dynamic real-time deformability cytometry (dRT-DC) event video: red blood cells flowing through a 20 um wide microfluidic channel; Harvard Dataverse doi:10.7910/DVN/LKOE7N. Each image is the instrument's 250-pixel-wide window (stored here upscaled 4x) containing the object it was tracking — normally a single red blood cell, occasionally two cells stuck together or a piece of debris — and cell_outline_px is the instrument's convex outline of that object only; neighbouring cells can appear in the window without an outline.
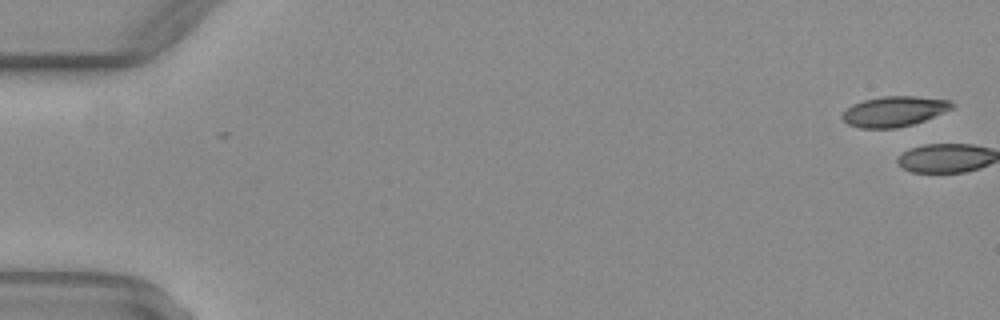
{"species": "common noctule bat (a hibernating species)", "species_latin": "Nyctalus noctula", "temperature_condition": "warm", "stored_images_in_passage": 3, "camera_frame_rate_fps": 3000, "um_per_image_px": 0.085, "animal": {"sex": "female", "body_mass_g": 29.2, "forearm_length_mm": 56.3}, "frame": {"image": 1, "passage_image": 2, "time_ms": 0.333, "image_size_px": [1000, 320], "cell_outline_px": [[956, 108], [924, 120], [912, 124], [896, 128], [860, 128], [848, 124], [840, 116], [852, 104], [864, 100], [884, 96], [916, 96], [952, 100], [956, 104]], "centroid_in_image_um": [76.06, 9.46], "position_along_channel_um": 8.9, "area_um2": 19.48}}